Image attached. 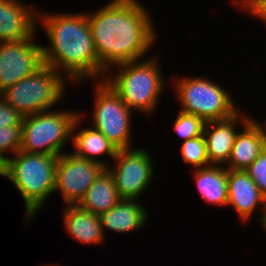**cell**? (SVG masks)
Returning <instances> with one entry per match:
<instances>
[{"mask_svg":"<svg viewBox=\"0 0 266 266\" xmlns=\"http://www.w3.org/2000/svg\"><path fill=\"white\" fill-rule=\"evenodd\" d=\"M87 18L98 61L108 73L110 67L141 60L156 41L152 17L138 0H111Z\"/></svg>","mask_w":266,"mask_h":266,"instance_id":"cell-1","label":"cell"},{"mask_svg":"<svg viewBox=\"0 0 266 266\" xmlns=\"http://www.w3.org/2000/svg\"><path fill=\"white\" fill-rule=\"evenodd\" d=\"M41 12L37 21L42 22L50 43L49 47H41L44 64L63 75L66 72L65 77L72 83L91 77L104 80L108 73L98 61L87 13Z\"/></svg>","mask_w":266,"mask_h":266,"instance_id":"cell-2","label":"cell"},{"mask_svg":"<svg viewBox=\"0 0 266 266\" xmlns=\"http://www.w3.org/2000/svg\"><path fill=\"white\" fill-rule=\"evenodd\" d=\"M16 157L6 159L5 177L14 183L25 202L26 222L54 193L59 155L29 153L19 150Z\"/></svg>","mask_w":266,"mask_h":266,"instance_id":"cell-3","label":"cell"},{"mask_svg":"<svg viewBox=\"0 0 266 266\" xmlns=\"http://www.w3.org/2000/svg\"><path fill=\"white\" fill-rule=\"evenodd\" d=\"M156 58L117 65L116 76L104 78L131 111L149 115L158 105L165 80Z\"/></svg>","mask_w":266,"mask_h":266,"instance_id":"cell-4","label":"cell"},{"mask_svg":"<svg viewBox=\"0 0 266 266\" xmlns=\"http://www.w3.org/2000/svg\"><path fill=\"white\" fill-rule=\"evenodd\" d=\"M66 77L56 69L43 65L35 73L16 82L0 95L23 117L50 110L62 101Z\"/></svg>","mask_w":266,"mask_h":266,"instance_id":"cell-5","label":"cell"},{"mask_svg":"<svg viewBox=\"0 0 266 266\" xmlns=\"http://www.w3.org/2000/svg\"><path fill=\"white\" fill-rule=\"evenodd\" d=\"M77 111H41L22 119L21 148L23 152L61 155L71 141ZM62 151V152H61Z\"/></svg>","mask_w":266,"mask_h":266,"instance_id":"cell-6","label":"cell"},{"mask_svg":"<svg viewBox=\"0 0 266 266\" xmlns=\"http://www.w3.org/2000/svg\"><path fill=\"white\" fill-rule=\"evenodd\" d=\"M176 80L174 90L180 111L201 117L205 122L225 120L239 112L231 94L210 79L191 76Z\"/></svg>","mask_w":266,"mask_h":266,"instance_id":"cell-7","label":"cell"},{"mask_svg":"<svg viewBox=\"0 0 266 266\" xmlns=\"http://www.w3.org/2000/svg\"><path fill=\"white\" fill-rule=\"evenodd\" d=\"M94 87L93 128L99 130L118 149L132 148V112L121 97L104 80Z\"/></svg>","mask_w":266,"mask_h":266,"instance_id":"cell-8","label":"cell"},{"mask_svg":"<svg viewBox=\"0 0 266 266\" xmlns=\"http://www.w3.org/2000/svg\"><path fill=\"white\" fill-rule=\"evenodd\" d=\"M151 157L146 149L141 148L117 151L113 161L118 165L111 168L110 164L107 169L113 175L116 189L122 199H137L149 186L154 177Z\"/></svg>","mask_w":266,"mask_h":266,"instance_id":"cell-9","label":"cell"},{"mask_svg":"<svg viewBox=\"0 0 266 266\" xmlns=\"http://www.w3.org/2000/svg\"><path fill=\"white\" fill-rule=\"evenodd\" d=\"M104 169L100 163L64 152L57 159L54 193H61L66 205H78Z\"/></svg>","mask_w":266,"mask_h":266,"instance_id":"cell-10","label":"cell"},{"mask_svg":"<svg viewBox=\"0 0 266 266\" xmlns=\"http://www.w3.org/2000/svg\"><path fill=\"white\" fill-rule=\"evenodd\" d=\"M34 36L0 43V94L44 65L42 45L35 44Z\"/></svg>","mask_w":266,"mask_h":266,"instance_id":"cell-11","label":"cell"},{"mask_svg":"<svg viewBox=\"0 0 266 266\" xmlns=\"http://www.w3.org/2000/svg\"><path fill=\"white\" fill-rule=\"evenodd\" d=\"M250 119L240 111L225 120L205 122L203 136L210 165L227 163L238 133V123L245 125Z\"/></svg>","mask_w":266,"mask_h":266,"instance_id":"cell-12","label":"cell"},{"mask_svg":"<svg viewBox=\"0 0 266 266\" xmlns=\"http://www.w3.org/2000/svg\"><path fill=\"white\" fill-rule=\"evenodd\" d=\"M37 17V10L20 0H0V43L32 37L39 24Z\"/></svg>","mask_w":266,"mask_h":266,"instance_id":"cell-13","label":"cell"},{"mask_svg":"<svg viewBox=\"0 0 266 266\" xmlns=\"http://www.w3.org/2000/svg\"><path fill=\"white\" fill-rule=\"evenodd\" d=\"M261 205L260 220L266 214V197L260 192L245 170L228 169V201L233 206L240 220L248 221L256 208Z\"/></svg>","mask_w":266,"mask_h":266,"instance_id":"cell-14","label":"cell"},{"mask_svg":"<svg viewBox=\"0 0 266 266\" xmlns=\"http://www.w3.org/2000/svg\"><path fill=\"white\" fill-rule=\"evenodd\" d=\"M243 132H238L226 168L230 170H245L260 155L266 147V136L262 124L250 119Z\"/></svg>","mask_w":266,"mask_h":266,"instance_id":"cell-15","label":"cell"},{"mask_svg":"<svg viewBox=\"0 0 266 266\" xmlns=\"http://www.w3.org/2000/svg\"><path fill=\"white\" fill-rule=\"evenodd\" d=\"M83 117V114L80 113L72 128L71 140L73 146L76 147L72 153L77 157L100 163L105 168H108V162L102 161L101 159L98 160V158L106 153L113 160L118 149L105 135L93 127L90 129L84 128L79 131L78 127L81 126L80 122H83L82 119H85Z\"/></svg>","mask_w":266,"mask_h":266,"instance_id":"cell-16","label":"cell"},{"mask_svg":"<svg viewBox=\"0 0 266 266\" xmlns=\"http://www.w3.org/2000/svg\"><path fill=\"white\" fill-rule=\"evenodd\" d=\"M137 199H121L114 207L99 215L102 230L116 233L138 231L146 223L147 211Z\"/></svg>","mask_w":266,"mask_h":266,"instance_id":"cell-17","label":"cell"},{"mask_svg":"<svg viewBox=\"0 0 266 266\" xmlns=\"http://www.w3.org/2000/svg\"><path fill=\"white\" fill-rule=\"evenodd\" d=\"M63 214L67 232L80 243L101 244L105 239L99 215L88 212L79 205H67Z\"/></svg>","mask_w":266,"mask_h":266,"instance_id":"cell-18","label":"cell"},{"mask_svg":"<svg viewBox=\"0 0 266 266\" xmlns=\"http://www.w3.org/2000/svg\"><path fill=\"white\" fill-rule=\"evenodd\" d=\"M194 170L195 184L203 200L211 205L227 206L228 169L224 165H210Z\"/></svg>","mask_w":266,"mask_h":266,"instance_id":"cell-19","label":"cell"},{"mask_svg":"<svg viewBox=\"0 0 266 266\" xmlns=\"http://www.w3.org/2000/svg\"><path fill=\"white\" fill-rule=\"evenodd\" d=\"M121 199L113 175L105 168L91 184L78 205L88 212L100 215L114 207Z\"/></svg>","mask_w":266,"mask_h":266,"instance_id":"cell-20","label":"cell"},{"mask_svg":"<svg viewBox=\"0 0 266 266\" xmlns=\"http://www.w3.org/2000/svg\"><path fill=\"white\" fill-rule=\"evenodd\" d=\"M180 151L184 163L194 166V169L210 166L203 134L183 141Z\"/></svg>","mask_w":266,"mask_h":266,"instance_id":"cell-21","label":"cell"},{"mask_svg":"<svg viewBox=\"0 0 266 266\" xmlns=\"http://www.w3.org/2000/svg\"><path fill=\"white\" fill-rule=\"evenodd\" d=\"M205 121L196 115L180 111L174 120V131L184 141L201 136L203 134Z\"/></svg>","mask_w":266,"mask_h":266,"instance_id":"cell-22","label":"cell"},{"mask_svg":"<svg viewBox=\"0 0 266 266\" xmlns=\"http://www.w3.org/2000/svg\"><path fill=\"white\" fill-rule=\"evenodd\" d=\"M22 125L4 126L0 128V155L6 157L8 151L16 154L21 148Z\"/></svg>","mask_w":266,"mask_h":266,"instance_id":"cell-23","label":"cell"},{"mask_svg":"<svg viewBox=\"0 0 266 266\" xmlns=\"http://www.w3.org/2000/svg\"><path fill=\"white\" fill-rule=\"evenodd\" d=\"M245 171L257 185L260 192L266 197V147Z\"/></svg>","mask_w":266,"mask_h":266,"instance_id":"cell-24","label":"cell"},{"mask_svg":"<svg viewBox=\"0 0 266 266\" xmlns=\"http://www.w3.org/2000/svg\"><path fill=\"white\" fill-rule=\"evenodd\" d=\"M23 116L10 106L0 95V128L22 125Z\"/></svg>","mask_w":266,"mask_h":266,"instance_id":"cell-25","label":"cell"},{"mask_svg":"<svg viewBox=\"0 0 266 266\" xmlns=\"http://www.w3.org/2000/svg\"><path fill=\"white\" fill-rule=\"evenodd\" d=\"M237 6L242 7L245 12L266 24V0H235Z\"/></svg>","mask_w":266,"mask_h":266,"instance_id":"cell-26","label":"cell"},{"mask_svg":"<svg viewBox=\"0 0 266 266\" xmlns=\"http://www.w3.org/2000/svg\"><path fill=\"white\" fill-rule=\"evenodd\" d=\"M6 174V159L0 155V176L5 177Z\"/></svg>","mask_w":266,"mask_h":266,"instance_id":"cell-27","label":"cell"},{"mask_svg":"<svg viewBox=\"0 0 266 266\" xmlns=\"http://www.w3.org/2000/svg\"><path fill=\"white\" fill-rule=\"evenodd\" d=\"M262 223V228L264 229V231L266 232V214L263 216L262 220H260Z\"/></svg>","mask_w":266,"mask_h":266,"instance_id":"cell-28","label":"cell"},{"mask_svg":"<svg viewBox=\"0 0 266 266\" xmlns=\"http://www.w3.org/2000/svg\"><path fill=\"white\" fill-rule=\"evenodd\" d=\"M264 123H266V120H265ZM264 123H262V124H263L262 127H263V130H264V132H265V136H266V124H264Z\"/></svg>","mask_w":266,"mask_h":266,"instance_id":"cell-29","label":"cell"}]
</instances>
